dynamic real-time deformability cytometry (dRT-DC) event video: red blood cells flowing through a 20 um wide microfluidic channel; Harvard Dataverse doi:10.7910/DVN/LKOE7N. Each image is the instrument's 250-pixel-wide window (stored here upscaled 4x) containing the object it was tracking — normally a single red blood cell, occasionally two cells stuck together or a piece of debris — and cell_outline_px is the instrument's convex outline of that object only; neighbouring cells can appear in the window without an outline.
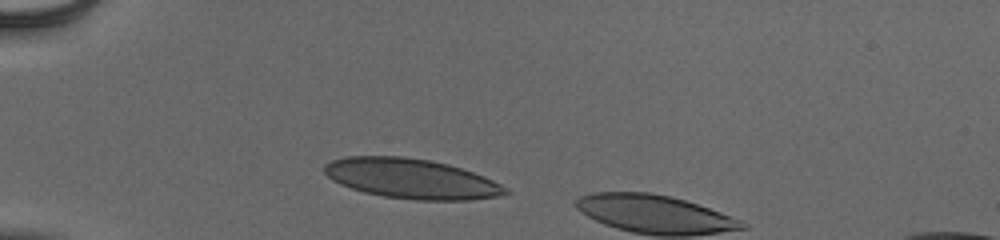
{"species": "human", "species_latin": "Homo sapiens", "temperature_condition": "cold", "stored_images_in_passage": 11, "camera_frame_rate_fps": 3000, "um_per_image_px": 0.085, "donor": {"sex": "male"}, "frame": {"image": 1, "passage_image": 4, "time_ms": 1.0, "image_size_px": [1000, 240], "cell_outline_px": [[512, 192], [496, 196], [468, 200], [416, 200], [384, 196], [364, 192], [340, 184], [332, 180], [324, 172], [324, 164], [332, 160], [344, 156], [404, 156], [428, 160], [448, 164], [484, 176], [500, 184]], "centroid_in_image_um": [34.93, 15.18], "position_along_channel_um": 50.1, "area_um2": 41.91}}
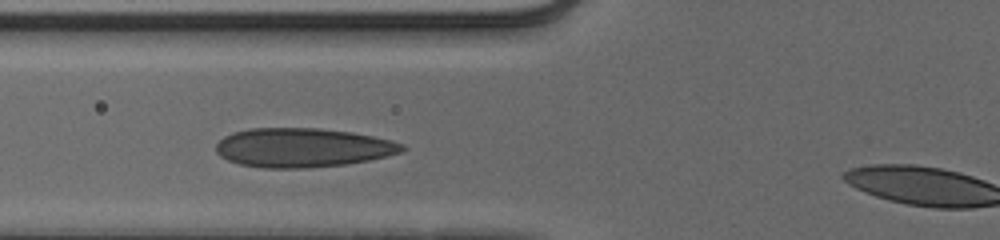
{"frame": {"image": 2, "passage_image": 10, "time_ms": 3.0, "image_size_px": [1000, 240], "cell_outline_px": [[408, 148], [404, 152], [368, 160], [344, 164], [304, 168], [264, 168], [240, 164], [228, 160], [220, 156], [216, 152], [216, 144], [224, 136], [232, 132], [248, 128], [320, 128], [352, 132], [392, 140], [404, 144]], "centroid_in_image_um": [25.73, 12.54], "position_along_channel_um": 100.1, "area_um2": 42.6}}